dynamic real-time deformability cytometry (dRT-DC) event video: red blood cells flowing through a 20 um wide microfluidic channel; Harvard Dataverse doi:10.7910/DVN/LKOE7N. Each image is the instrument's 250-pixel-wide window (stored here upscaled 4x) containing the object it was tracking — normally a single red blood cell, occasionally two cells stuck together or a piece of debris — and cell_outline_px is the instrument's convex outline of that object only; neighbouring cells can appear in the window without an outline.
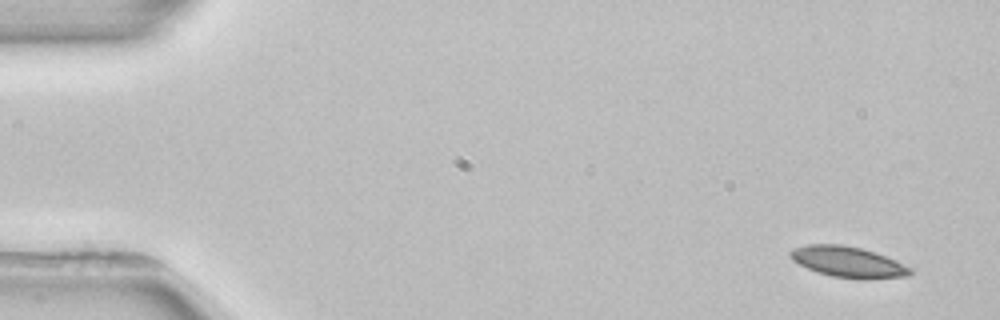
{"species": "common noctule bat (a hibernating species)", "species_latin": "Nyctalus noctula", "temperature_condition": "room temperature", "stored_images_in_passage": 4, "camera_frame_rate_fps": 3000, "um_per_image_px": 0.085, "animal": {"sex": "female", "body_mass_g": 22.7, "forearm_length_mm": 54.2}, "frame": {"image": 1, "passage_image": 1, "time_ms": 0.0, "image_size_px": [1000, 320], "cell_outline_px": [[912, 272], [908, 276], [868, 280], [864, 280], [832, 276], [808, 268], [792, 260], [788, 256], [788, 252], [792, 248], [808, 244], [840, 244], [860, 248], [876, 252], [912, 268]], "centroid_in_image_um": [72.08, 22.27], "position_along_channel_um": 12.9, "area_um2": 21.62}}
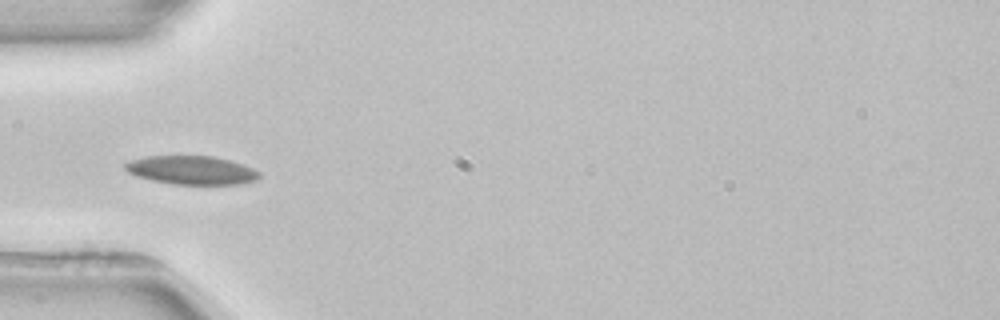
{"frame": {"image": 2, "passage_image": 4, "time_ms": 4.667, "image_size_px": [1000, 320], "cell_outline_px": [[260, 176], [256, 180], [240, 184], [172, 184], [152, 180], [136, 176], [128, 172], [124, 168], [124, 164], [132, 160], [148, 156], [212, 156], [244, 164], [260, 172]], "centroid_in_image_um": [16.29, 14.47], "position_along_channel_um": 68.7, "area_um2": 22.25}}